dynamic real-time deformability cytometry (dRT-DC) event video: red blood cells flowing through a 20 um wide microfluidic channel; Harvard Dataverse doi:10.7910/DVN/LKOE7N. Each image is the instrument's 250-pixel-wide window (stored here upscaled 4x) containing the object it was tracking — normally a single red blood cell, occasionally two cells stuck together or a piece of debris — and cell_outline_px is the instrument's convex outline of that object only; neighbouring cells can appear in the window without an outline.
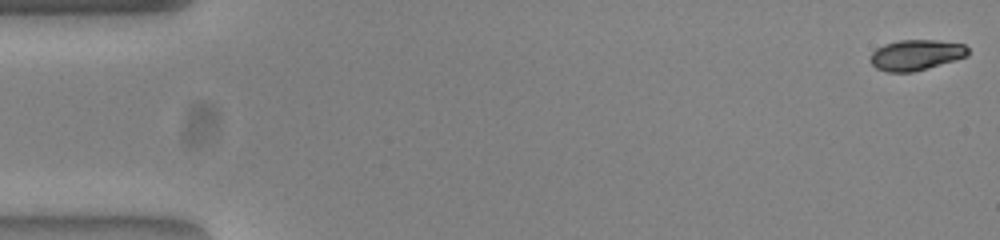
{"species": "common noctule bat (a hibernating species)", "species_latin": "Nyctalus noctula", "temperature_condition": "warm", "stored_images_in_passage": 53, "camera_frame_rate_fps": 3000, "um_per_image_px": 0.085, "animal": {"sex": "female", "body_mass_g": 23.0, "forearm_length_mm": 53.4}, "frame": {"image": 1, "passage_image": 1, "time_ms": 0.0, "image_size_px": [1000, 240], "cell_outline_px": [[968, 56], [912, 72], [888, 72], [876, 68], [868, 60], [872, 52], [876, 48], [884, 44], [900, 40], [936, 40], [964, 44], [968, 48]], "centroid_in_image_um": [77.83, 4.66], "position_along_channel_um": 7.2, "area_um2": 17.34}}
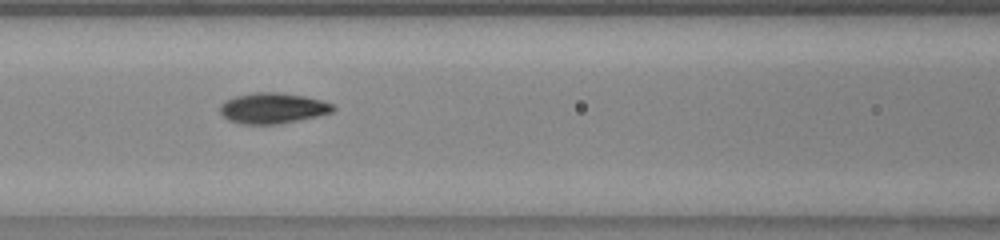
{"frame": {"image": 2, "passage_image": 23, "time_ms": 7.333, "image_size_px": [1000, 240], "cell_outline_px": [[336, 108], [332, 112], [316, 116], [276, 124], [240, 124], [228, 120], [220, 112], [220, 104], [224, 100], [236, 96], [252, 92], [276, 92], [304, 96], [320, 100], [332, 104]], "centroid_in_image_um": [23.13, 9.19], "position_along_channel_um": 143.5, "area_um2": 20.06}}
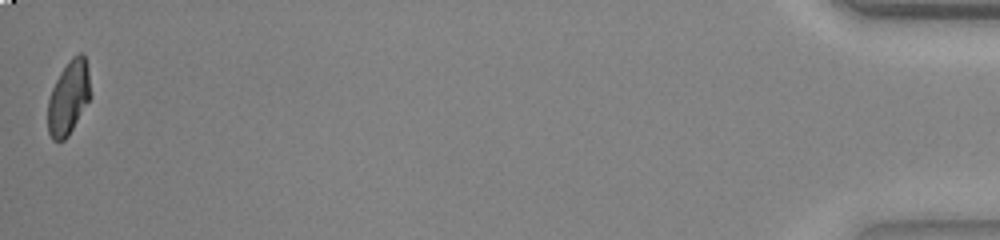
{"frame": {"image": 3, "passage_image": 53, "time_ms": 17.333, "image_size_px": [1000, 240], "cell_outline_px": [[92, 96], [68, 136], [64, 140], [52, 140], [48, 132], [48, 100], [52, 88], [60, 72], [68, 60], [72, 56], [80, 52], [84, 52], [88, 64]], "centroid_in_image_um": [5.86, 8.24], "position_along_channel_um": 429.3, "area_um2": 18.73}, "authors_computed_cell_mechanics": {"area_um2": 19.0162, "velocity_mm_per_s": 3.8608, "shape_relaxation_time_tau1_ms": 3.0407, "shape_relaxation_time_tau2_ms": 0.7544, "deformation_change_tau1": 0.1804, "deformation_change_tau2": 0.0409}}